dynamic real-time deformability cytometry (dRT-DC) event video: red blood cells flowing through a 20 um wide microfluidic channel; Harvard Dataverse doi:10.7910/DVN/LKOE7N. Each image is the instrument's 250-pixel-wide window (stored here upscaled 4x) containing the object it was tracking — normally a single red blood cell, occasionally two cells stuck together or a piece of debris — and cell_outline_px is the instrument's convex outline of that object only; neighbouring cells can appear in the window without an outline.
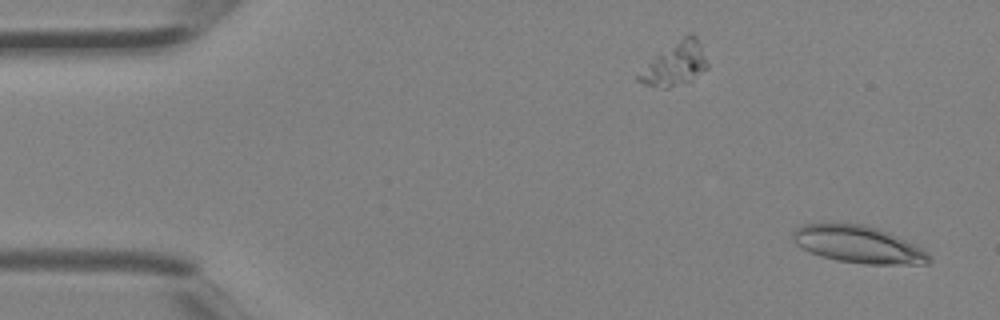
{"species": "Egyptian fruit bat (a non-hibernating species)", "species_latin": "Rousettus aegyptiacus", "temperature_condition": "room temperature", "stored_images_in_passage": 2, "camera_frame_rate_fps": 3000, "um_per_image_px": 0.085, "animal": {"sex": "female"}, "frame": {"image": 1, "passage_image": 2, "time_ms": 0.333, "image_size_px": [1000, 320], "cell_outline_px": [[932, 260], [928, 264], [864, 264], [836, 260], [820, 256], [808, 252], [796, 244], [792, 240], [792, 232], [800, 224], [864, 224], [888, 232], [928, 252]], "centroid_in_image_um": [72.92, 20.79], "position_along_channel_um": 12.1, "area_um2": 29.36}}